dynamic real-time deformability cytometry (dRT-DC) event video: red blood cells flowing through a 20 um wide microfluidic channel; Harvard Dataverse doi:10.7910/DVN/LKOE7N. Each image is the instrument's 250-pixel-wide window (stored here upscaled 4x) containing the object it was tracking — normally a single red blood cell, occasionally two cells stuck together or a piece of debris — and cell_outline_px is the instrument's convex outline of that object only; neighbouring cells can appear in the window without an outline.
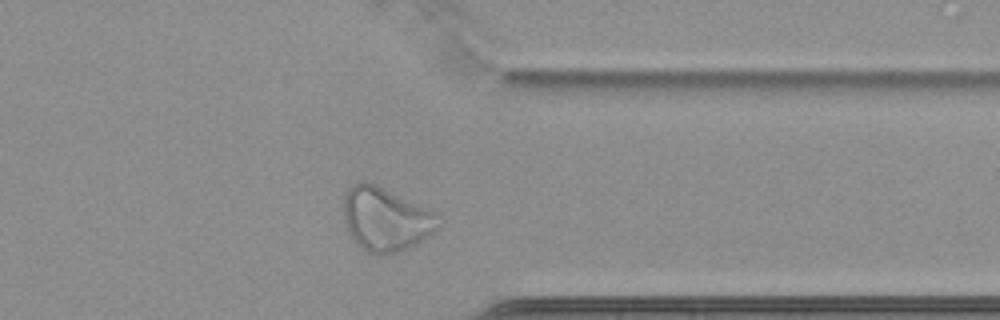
{"species": "common noctule bat (a hibernating species)", "species_latin": "Nyctalus noctula", "temperature_condition": "cold", "stored_images_in_passage": 39, "camera_frame_rate_fps": 3000, "um_per_image_px": 0.085, "animal": {"sex": "female", "body_mass_g": 22.7, "forearm_length_mm": 54.2}, "frame": {"image": 1, "passage_image": 31, "time_ms": 10.0, "image_size_px": [1000, 320], "cell_outline_px": [[440, 224], [428, 236], [416, 244], [408, 248], [384, 256], [380, 256], [364, 252], [352, 240], [344, 224], [344, 192], [352, 184], [364, 180], [376, 184], [428, 208], [436, 212], [440, 216]], "centroid_in_image_um": [32.75, 18.64], "position_along_channel_um": 378.7, "area_um2": 35.78}}
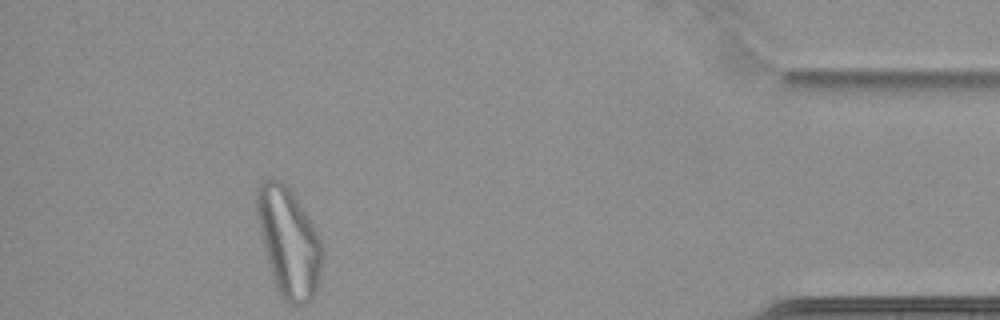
{"frame": {"image": 2, "passage_image": 38, "time_ms": 12.333, "image_size_px": [1000, 320], "cell_outline_px": [[324, 252], [320, 276], [316, 292], [312, 300], [304, 304], [288, 304], [284, 300], [276, 288], [268, 260], [256, 216], [256, 188], [264, 180], [272, 176], [288, 184], [320, 236], [324, 248]], "centroid_in_image_um": [24.57, 20.55], "position_along_channel_um": 410.6, "area_um2": 41.91}, "authors_computed_cell_mechanics": {"area_um2": 28.4376, "velocity_mm_per_s": 3.4309, "shape_relaxation_time_tau1_ms": null, "shape_relaxation_time_tau2_ms": 2.6059, "deformation_change_tau1": null, "deformation_change_tau2": 0.083}}